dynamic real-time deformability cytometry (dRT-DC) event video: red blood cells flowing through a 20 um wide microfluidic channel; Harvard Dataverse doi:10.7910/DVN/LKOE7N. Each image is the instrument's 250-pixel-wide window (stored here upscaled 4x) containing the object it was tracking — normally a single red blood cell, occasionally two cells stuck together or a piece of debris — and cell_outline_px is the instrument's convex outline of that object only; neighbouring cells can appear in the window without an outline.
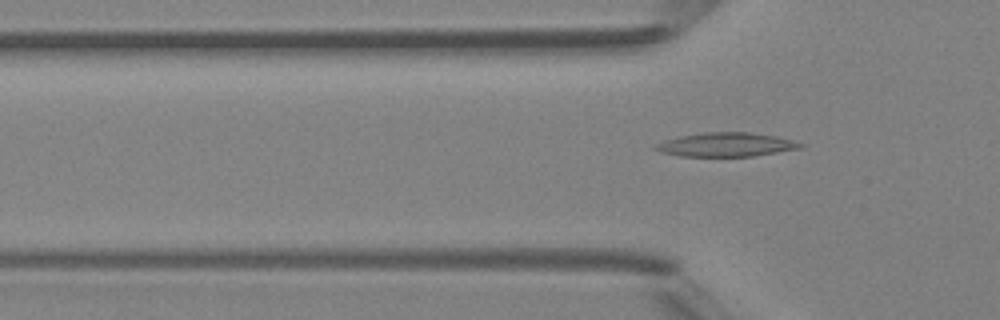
{"species": "Egyptian fruit bat (a non-hibernating species)", "species_latin": "Rousettus aegyptiacus", "temperature_condition": "room temperature", "stored_images_in_passage": 5, "camera_frame_rate_fps": 3000, "um_per_image_px": 0.085, "animal": {"sex": "female"}, "frame": {"image": 1, "passage_image": 5, "time_ms": 5.333, "image_size_px": [1000, 320], "cell_outline_px": [[804, 144], [800, 148], [752, 156], [680, 156], [660, 152], [652, 148], [652, 144], [664, 140], [680, 136], [704, 132], [748, 132], [776, 136]], "centroid_in_image_um": [61.62, 12.29], "position_along_channel_um": 64.2, "area_um2": 20.11}}